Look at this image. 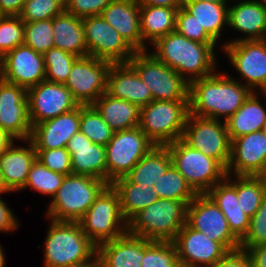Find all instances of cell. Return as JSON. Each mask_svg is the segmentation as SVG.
Segmentation results:
<instances>
[{
    "label": "cell",
    "instance_id": "obj_10",
    "mask_svg": "<svg viewBox=\"0 0 266 267\" xmlns=\"http://www.w3.org/2000/svg\"><path fill=\"white\" fill-rule=\"evenodd\" d=\"M182 140L193 149L218 160L227 169L231 140L224 121L189 113Z\"/></svg>",
    "mask_w": 266,
    "mask_h": 267
},
{
    "label": "cell",
    "instance_id": "obj_29",
    "mask_svg": "<svg viewBox=\"0 0 266 267\" xmlns=\"http://www.w3.org/2000/svg\"><path fill=\"white\" fill-rule=\"evenodd\" d=\"M53 34L55 47L78 57L88 56L82 18L64 11L53 18Z\"/></svg>",
    "mask_w": 266,
    "mask_h": 267
},
{
    "label": "cell",
    "instance_id": "obj_52",
    "mask_svg": "<svg viewBox=\"0 0 266 267\" xmlns=\"http://www.w3.org/2000/svg\"><path fill=\"white\" fill-rule=\"evenodd\" d=\"M26 0H0L1 16H19Z\"/></svg>",
    "mask_w": 266,
    "mask_h": 267
},
{
    "label": "cell",
    "instance_id": "obj_1",
    "mask_svg": "<svg viewBox=\"0 0 266 267\" xmlns=\"http://www.w3.org/2000/svg\"><path fill=\"white\" fill-rule=\"evenodd\" d=\"M253 91L229 74H214L189 83V113L228 120Z\"/></svg>",
    "mask_w": 266,
    "mask_h": 267
},
{
    "label": "cell",
    "instance_id": "obj_61",
    "mask_svg": "<svg viewBox=\"0 0 266 267\" xmlns=\"http://www.w3.org/2000/svg\"><path fill=\"white\" fill-rule=\"evenodd\" d=\"M256 1L262 3L263 5H266V0H256Z\"/></svg>",
    "mask_w": 266,
    "mask_h": 267
},
{
    "label": "cell",
    "instance_id": "obj_42",
    "mask_svg": "<svg viewBox=\"0 0 266 267\" xmlns=\"http://www.w3.org/2000/svg\"><path fill=\"white\" fill-rule=\"evenodd\" d=\"M53 19L24 22V45L44 54L55 47L53 42Z\"/></svg>",
    "mask_w": 266,
    "mask_h": 267
},
{
    "label": "cell",
    "instance_id": "obj_9",
    "mask_svg": "<svg viewBox=\"0 0 266 267\" xmlns=\"http://www.w3.org/2000/svg\"><path fill=\"white\" fill-rule=\"evenodd\" d=\"M128 63L151 90L153 100H189V83L150 52H136Z\"/></svg>",
    "mask_w": 266,
    "mask_h": 267
},
{
    "label": "cell",
    "instance_id": "obj_48",
    "mask_svg": "<svg viewBox=\"0 0 266 267\" xmlns=\"http://www.w3.org/2000/svg\"><path fill=\"white\" fill-rule=\"evenodd\" d=\"M112 0H65V11L85 18L101 15Z\"/></svg>",
    "mask_w": 266,
    "mask_h": 267
},
{
    "label": "cell",
    "instance_id": "obj_7",
    "mask_svg": "<svg viewBox=\"0 0 266 267\" xmlns=\"http://www.w3.org/2000/svg\"><path fill=\"white\" fill-rule=\"evenodd\" d=\"M78 222L84 234L96 246L127 232V221L121 213L120 199L111 184L100 192Z\"/></svg>",
    "mask_w": 266,
    "mask_h": 267
},
{
    "label": "cell",
    "instance_id": "obj_56",
    "mask_svg": "<svg viewBox=\"0 0 266 267\" xmlns=\"http://www.w3.org/2000/svg\"><path fill=\"white\" fill-rule=\"evenodd\" d=\"M6 192H11V190L7 187V185L5 184L4 182V178H3V175L0 171V195L2 193H6Z\"/></svg>",
    "mask_w": 266,
    "mask_h": 267
},
{
    "label": "cell",
    "instance_id": "obj_24",
    "mask_svg": "<svg viewBox=\"0 0 266 267\" xmlns=\"http://www.w3.org/2000/svg\"><path fill=\"white\" fill-rule=\"evenodd\" d=\"M101 16L136 51H144L140 30V4L137 0H112Z\"/></svg>",
    "mask_w": 266,
    "mask_h": 267
},
{
    "label": "cell",
    "instance_id": "obj_32",
    "mask_svg": "<svg viewBox=\"0 0 266 267\" xmlns=\"http://www.w3.org/2000/svg\"><path fill=\"white\" fill-rule=\"evenodd\" d=\"M178 9L140 5V30L144 41V51H148L146 41L154 44L159 38L176 30Z\"/></svg>",
    "mask_w": 266,
    "mask_h": 267
},
{
    "label": "cell",
    "instance_id": "obj_18",
    "mask_svg": "<svg viewBox=\"0 0 266 267\" xmlns=\"http://www.w3.org/2000/svg\"><path fill=\"white\" fill-rule=\"evenodd\" d=\"M181 267H211L229 251L187 223L173 241Z\"/></svg>",
    "mask_w": 266,
    "mask_h": 267
},
{
    "label": "cell",
    "instance_id": "obj_22",
    "mask_svg": "<svg viewBox=\"0 0 266 267\" xmlns=\"http://www.w3.org/2000/svg\"><path fill=\"white\" fill-rule=\"evenodd\" d=\"M66 149L71 156L73 174L90 176L107 183L105 146L93 143L79 131L68 141Z\"/></svg>",
    "mask_w": 266,
    "mask_h": 267
},
{
    "label": "cell",
    "instance_id": "obj_27",
    "mask_svg": "<svg viewBox=\"0 0 266 267\" xmlns=\"http://www.w3.org/2000/svg\"><path fill=\"white\" fill-rule=\"evenodd\" d=\"M206 194L225 215L230 230L241 241L248 233L250 217L238 204L236 178L232 180L231 174H227L223 181L215 184Z\"/></svg>",
    "mask_w": 266,
    "mask_h": 267
},
{
    "label": "cell",
    "instance_id": "obj_17",
    "mask_svg": "<svg viewBox=\"0 0 266 267\" xmlns=\"http://www.w3.org/2000/svg\"><path fill=\"white\" fill-rule=\"evenodd\" d=\"M222 49L237 73L246 81L242 84L252 91H266V47L260 40L224 44Z\"/></svg>",
    "mask_w": 266,
    "mask_h": 267
},
{
    "label": "cell",
    "instance_id": "obj_43",
    "mask_svg": "<svg viewBox=\"0 0 266 267\" xmlns=\"http://www.w3.org/2000/svg\"><path fill=\"white\" fill-rule=\"evenodd\" d=\"M65 11V0H26L19 17L24 22L53 19Z\"/></svg>",
    "mask_w": 266,
    "mask_h": 267
},
{
    "label": "cell",
    "instance_id": "obj_16",
    "mask_svg": "<svg viewBox=\"0 0 266 267\" xmlns=\"http://www.w3.org/2000/svg\"><path fill=\"white\" fill-rule=\"evenodd\" d=\"M0 129L12 140H28L32 126L27 89L0 78Z\"/></svg>",
    "mask_w": 266,
    "mask_h": 267
},
{
    "label": "cell",
    "instance_id": "obj_20",
    "mask_svg": "<svg viewBox=\"0 0 266 267\" xmlns=\"http://www.w3.org/2000/svg\"><path fill=\"white\" fill-rule=\"evenodd\" d=\"M266 162V134L263 130L231 141V157L226 169L234 176H259Z\"/></svg>",
    "mask_w": 266,
    "mask_h": 267
},
{
    "label": "cell",
    "instance_id": "obj_54",
    "mask_svg": "<svg viewBox=\"0 0 266 267\" xmlns=\"http://www.w3.org/2000/svg\"><path fill=\"white\" fill-rule=\"evenodd\" d=\"M60 267H102V264L96 252L90 259L86 261H83L81 263L69 264L66 266H60Z\"/></svg>",
    "mask_w": 266,
    "mask_h": 267
},
{
    "label": "cell",
    "instance_id": "obj_41",
    "mask_svg": "<svg viewBox=\"0 0 266 267\" xmlns=\"http://www.w3.org/2000/svg\"><path fill=\"white\" fill-rule=\"evenodd\" d=\"M64 177L65 175L53 172L36 159L30 167L27 182L21 190L29 189L30 187L53 198L61 187Z\"/></svg>",
    "mask_w": 266,
    "mask_h": 267
},
{
    "label": "cell",
    "instance_id": "obj_12",
    "mask_svg": "<svg viewBox=\"0 0 266 267\" xmlns=\"http://www.w3.org/2000/svg\"><path fill=\"white\" fill-rule=\"evenodd\" d=\"M88 56L128 63L136 51L101 15L82 18Z\"/></svg>",
    "mask_w": 266,
    "mask_h": 267
},
{
    "label": "cell",
    "instance_id": "obj_5",
    "mask_svg": "<svg viewBox=\"0 0 266 267\" xmlns=\"http://www.w3.org/2000/svg\"><path fill=\"white\" fill-rule=\"evenodd\" d=\"M107 185L103 180L86 175H65L46 216L54 221L78 222Z\"/></svg>",
    "mask_w": 266,
    "mask_h": 267
},
{
    "label": "cell",
    "instance_id": "obj_2",
    "mask_svg": "<svg viewBox=\"0 0 266 267\" xmlns=\"http://www.w3.org/2000/svg\"><path fill=\"white\" fill-rule=\"evenodd\" d=\"M215 46L192 41L175 30L159 38L150 53L190 83L217 71Z\"/></svg>",
    "mask_w": 266,
    "mask_h": 267
},
{
    "label": "cell",
    "instance_id": "obj_30",
    "mask_svg": "<svg viewBox=\"0 0 266 267\" xmlns=\"http://www.w3.org/2000/svg\"><path fill=\"white\" fill-rule=\"evenodd\" d=\"M92 105L114 132L139 126L141 108L138 105L114 98L106 92Z\"/></svg>",
    "mask_w": 266,
    "mask_h": 267
},
{
    "label": "cell",
    "instance_id": "obj_38",
    "mask_svg": "<svg viewBox=\"0 0 266 267\" xmlns=\"http://www.w3.org/2000/svg\"><path fill=\"white\" fill-rule=\"evenodd\" d=\"M79 130L95 144L106 146L114 131L93 105H80Z\"/></svg>",
    "mask_w": 266,
    "mask_h": 267
},
{
    "label": "cell",
    "instance_id": "obj_62",
    "mask_svg": "<svg viewBox=\"0 0 266 267\" xmlns=\"http://www.w3.org/2000/svg\"><path fill=\"white\" fill-rule=\"evenodd\" d=\"M260 94H262V96L266 97V91L265 92H260Z\"/></svg>",
    "mask_w": 266,
    "mask_h": 267
},
{
    "label": "cell",
    "instance_id": "obj_26",
    "mask_svg": "<svg viewBox=\"0 0 266 267\" xmlns=\"http://www.w3.org/2000/svg\"><path fill=\"white\" fill-rule=\"evenodd\" d=\"M12 140L0 154V171L4 182L12 191H20L27 182L32 163L36 160L33 143L28 139V147L16 146Z\"/></svg>",
    "mask_w": 266,
    "mask_h": 267
},
{
    "label": "cell",
    "instance_id": "obj_34",
    "mask_svg": "<svg viewBox=\"0 0 266 267\" xmlns=\"http://www.w3.org/2000/svg\"><path fill=\"white\" fill-rule=\"evenodd\" d=\"M171 165L168 147L155 145L124 177L131 183L153 186Z\"/></svg>",
    "mask_w": 266,
    "mask_h": 267
},
{
    "label": "cell",
    "instance_id": "obj_45",
    "mask_svg": "<svg viewBox=\"0 0 266 267\" xmlns=\"http://www.w3.org/2000/svg\"><path fill=\"white\" fill-rule=\"evenodd\" d=\"M176 31L186 38L202 44H216V42L199 25L192 14L183 6L178 9Z\"/></svg>",
    "mask_w": 266,
    "mask_h": 267
},
{
    "label": "cell",
    "instance_id": "obj_36",
    "mask_svg": "<svg viewBox=\"0 0 266 267\" xmlns=\"http://www.w3.org/2000/svg\"><path fill=\"white\" fill-rule=\"evenodd\" d=\"M155 182L153 190L162 199L185 201L189 204L197 195L173 164Z\"/></svg>",
    "mask_w": 266,
    "mask_h": 267
},
{
    "label": "cell",
    "instance_id": "obj_4",
    "mask_svg": "<svg viewBox=\"0 0 266 267\" xmlns=\"http://www.w3.org/2000/svg\"><path fill=\"white\" fill-rule=\"evenodd\" d=\"M44 245V267H60L90 259L97 246L84 234L79 222L54 221Z\"/></svg>",
    "mask_w": 266,
    "mask_h": 267
},
{
    "label": "cell",
    "instance_id": "obj_19",
    "mask_svg": "<svg viewBox=\"0 0 266 267\" xmlns=\"http://www.w3.org/2000/svg\"><path fill=\"white\" fill-rule=\"evenodd\" d=\"M0 78L26 89L45 80L43 54L19 45L0 59Z\"/></svg>",
    "mask_w": 266,
    "mask_h": 267
},
{
    "label": "cell",
    "instance_id": "obj_39",
    "mask_svg": "<svg viewBox=\"0 0 266 267\" xmlns=\"http://www.w3.org/2000/svg\"><path fill=\"white\" fill-rule=\"evenodd\" d=\"M45 80L64 84L67 82L73 63L78 56L53 47L43 54Z\"/></svg>",
    "mask_w": 266,
    "mask_h": 267
},
{
    "label": "cell",
    "instance_id": "obj_8",
    "mask_svg": "<svg viewBox=\"0 0 266 267\" xmlns=\"http://www.w3.org/2000/svg\"><path fill=\"white\" fill-rule=\"evenodd\" d=\"M172 164L196 194H206L227 176L226 168L216 159L193 149L182 139L166 145Z\"/></svg>",
    "mask_w": 266,
    "mask_h": 267
},
{
    "label": "cell",
    "instance_id": "obj_11",
    "mask_svg": "<svg viewBox=\"0 0 266 267\" xmlns=\"http://www.w3.org/2000/svg\"><path fill=\"white\" fill-rule=\"evenodd\" d=\"M154 146L139 126L114 132L112 139L105 146L107 184L126 176Z\"/></svg>",
    "mask_w": 266,
    "mask_h": 267
},
{
    "label": "cell",
    "instance_id": "obj_57",
    "mask_svg": "<svg viewBox=\"0 0 266 267\" xmlns=\"http://www.w3.org/2000/svg\"><path fill=\"white\" fill-rule=\"evenodd\" d=\"M0 267H6L5 266V255H4L1 244H0Z\"/></svg>",
    "mask_w": 266,
    "mask_h": 267
},
{
    "label": "cell",
    "instance_id": "obj_44",
    "mask_svg": "<svg viewBox=\"0 0 266 267\" xmlns=\"http://www.w3.org/2000/svg\"><path fill=\"white\" fill-rule=\"evenodd\" d=\"M24 43V21L19 16L0 17V59Z\"/></svg>",
    "mask_w": 266,
    "mask_h": 267
},
{
    "label": "cell",
    "instance_id": "obj_31",
    "mask_svg": "<svg viewBox=\"0 0 266 267\" xmlns=\"http://www.w3.org/2000/svg\"><path fill=\"white\" fill-rule=\"evenodd\" d=\"M253 91L242 106L225 121L230 140L263 130L266 125V109Z\"/></svg>",
    "mask_w": 266,
    "mask_h": 267
},
{
    "label": "cell",
    "instance_id": "obj_63",
    "mask_svg": "<svg viewBox=\"0 0 266 267\" xmlns=\"http://www.w3.org/2000/svg\"><path fill=\"white\" fill-rule=\"evenodd\" d=\"M263 131L265 132V134H266V125L264 126V129H263Z\"/></svg>",
    "mask_w": 266,
    "mask_h": 267
},
{
    "label": "cell",
    "instance_id": "obj_60",
    "mask_svg": "<svg viewBox=\"0 0 266 267\" xmlns=\"http://www.w3.org/2000/svg\"><path fill=\"white\" fill-rule=\"evenodd\" d=\"M266 47V30L264 31V34H263V37L262 39L260 40Z\"/></svg>",
    "mask_w": 266,
    "mask_h": 267
},
{
    "label": "cell",
    "instance_id": "obj_58",
    "mask_svg": "<svg viewBox=\"0 0 266 267\" xmlns=\"http://www.w3.org/2000/svg\"><path fill=\"white\" fill-rule=\"evenodd\" d=\"M259 177H261L264 180H266V162H265V165L263 167L262 173L259 175Z\"/></svg>",
    "mask_w": 266,
    "mask_h": 267
},
{
    "label": "cell",
    "instance_id": "obj_50",
    "mask_svg": "<svg viewBox=\"0 0 266 267\" xmlns=\"http://www.w3.org/2000/svg\"><path fill=\"white\" fill-rule=\"evenodd\" d=\"M10 209L0 196V232L7 233L19 227L18 220Z\"/></svg>",
    "mask_w": 266,
    "mask_h": 267
},
{
    "label": "cell",
    "instance_id": "obj_15",
    "mask_svg": "<svg viewBox=\"0 0 266 267\" xmlns=\"http://www.w3.org/2000/svg\"><path fill=\"white\" fill-rule=\"evenodd\" d=\"M27 99L31 126L70 112L79 106L64 84L47 80L27 89Z\"/></svg>",
    "mask_w": 266,
    "mask_h": 267
},
{
    "label": "cell",
    "instance_id": "obj_47",
    "mask_svg": "<svg viewBox=\"0 0 266 267\" xmlns=\"http://www.w3.org/2000/svg\"><path fill=\"white\" fill-rule=\"evenodd\" d=\"M263 243H266V195L250 218L248 233L240 241V247H254Z\"/></svg>",
    "mask_w": 266,
    "mask_h": 267
},
{
    "label": "cell",
    "instance_id": "obj_46",
    "mask_svg": "<svg viewBox=\"0 0 266 267\" xmlns=\"http://www.w3.org/2000/svg\"><path fill=\"white\" fill-rule=\"evenodd\" d=\"M36 159L53 172L63 175L73 174L71 156L66 148L35 149Z\"/></svg>",
    "mask_w": 266,
    "mask_h": 267
},
{
    "label": "cell",
    "instance_id": "obj_55",
    "mask_svg": "<svg viewBox=\"0 0 266 267\" xmlns=\"http://www.w3.org/2000/svg\"><path fill=\"white\" fill-rule=\"evenodd\" d=\"M11 141L12 139L0 129V154Z\"/></svg>",
    "mask_w": 266,
    "mask_h": 267
},
{
    "label": "cell",
    "instance_id": "obj_37",
    "mask_svg": "<svg viewBox=\"0 0 266 267\" xmlns=\"http://www.w3.org/2000/svg\"><path fill=\"white\" fill-rule=\"evenodd\" d=\"M238 204L250 218L258 210L266 195V180L259 176H235Z\"/></svg>",
    "mask_w": 266,
    "mask_h": 267
},
{
    "label": "cell",
    "instance_id": "obj_35",
    "mask_svg": "<svg viewBox=\"0 0 266 267\" xmlns=\"http://www.w3.org/2000/svg\"><path fill=\"white\" fill-rule=\"evenodd\" d=\"M228 4L229 2L184 0L183 7L217 43L223 27L228 26Z\"/></svg>",
    "mask_w": 266,
    "mask_h": 267
},
{
    "label": "cell",
    "instance_id": "obj_13",
    "mask_svg": "<svg viewBox=\"0 0 266 267\" xmlns=\"http://www.w3.org/2000/svg\"><path fill=\"white\" fill-rule=\"evenodd\" d=\"M186 223L229 252L240 249V240L232 233L225 215L207 194H197L187 206Z\"/></svg>",
    "mask_w": 266,
    "mask_h": 267
},
{
    "label": "cell",
    "instance_id": "obj_51",
    "mask_svg": "<svg viewBox=\"0 0 266 267\" xmlns=\"http://www.w3.org/2000/svg\"><path fill=\"white\" fill-rule=\"evenodd\" d=\"M240 249L246 252L252 267H266V243Z\"/></svg>",
    "mask_w": 266,
    "mask_h": 267
},
{
    "label": "cell",
    "instance_id": "obj_40",
    "mask_svg": "<svg viewBox=\"0 0 266 267\" xmlns=\"http://www.w3.org/2000/svg\"><path fill=\"white\" fill-rule=\"evenodd\" d=\"M141 267H181L174 243L149 241L144 238Z\"/></svg>",
    "mask_w": 266,
    "mask_h": 267
},
{
    "label": "cell",
    "instance_id": "obj_28",
    "mask_svg": "<svg viewBox=\"0 0 266 267\" xmlns=\"http://www.w3.org/2000/svg\"><path fill=\"white\" fill-rule=\"evenodd\" d=\"M97 254L102 267H141L144 255V238L129 234L101 243Z\"/></svg>",
    "mask_w": 266,
    "mask_h": 267
},
{
    "label": "cell",
    "instance_id": "obj_49",
    "mask_svg": "<svg viewBox=\"0 0 266 267\" xmlns=\"http://www.w3.org/2000/svg\"><path fill=\"white\" fill-rule=\"evenodd\" d=\"M211 267H252L251 262L242 249L228 252Z\"/></svg>",
    "mask_w": 266,
    "mask_h": 267
},
{
    "label": "cell",
    "instance_id": "obj_33",
    "mask_svg": "<svg viewBox=\"0 0 266 267\" xmlns=\"http://www.w3.org/2000/svg\"><path fill=\"white\" fill-rule=\"evenodd\" d=\"M111 185L118 193L121 213L127 222L159 199L153 186L131 183L125 177L116 179Z\"/></svg>",
    "mask_w": 266,
    "mask_h": 267
},
{
    "label": "cell",
    "instance_id": "obj_59",
    "mask_svg": "<svg viewBox=\"0 0 266 267\" xmlns=\"http://www.w3.org/2000/svg\"><path fill=\"white\" fill-rule=\"evenodd\" d=\"M195 1H205V2H230L229 0H195Z\"/></svg>",
    "mask_w": 266,
    "mask_h": 267
},
{
    "label": "cell",
    "instance_id": "obj_6",
    "mask_svg": "<svg viewBox=\"0 0 266 267\" xmlns=\"http://www.w3.org/2000/svg\"><path fill=\"white\" fill-rule=\"evenodd\" d=\"M189 115V100H153L141 107L139 127L157 146L182 139Z\"/></svg>",
    "mask_w": 266,
    "mask_h": 267
},
{
    "label": "cell",
    "instance_id": "obj_3",
    "mask_svg": "<svg viewBox=\"0 0 266 267\" xmlns=\"http://www.w3.org/2000/svg\"><path fill=\"white\" fill-rule=\"evenodd\" d=\"M185 201L159 198L127 222V232L149 241L173 242L186 224Z\"/></svg>",
    "mask_w": 266,
    "mask_h": 267
},
{
    "label": "cell",
    "instance_id": "obj_25",
    "mask_svg": "<svg viewBox=\"0 0 266 267\" xmlns=\"http://www.w3.org/2000/svg\"><path fill=\"white\" fill-rule=\"evenodd\" d=\"M235 4L228 7V27L246 36L231 39L225 44L261 40L266 30V5L256 0H239Z\"/></svg>",
    "mask_w": 266,
    "mask_h": 267
},
{
    "label": "cell",
    "instance_id": "obj_53",
    "mask_svg": "<svg viewBox=\"0 0 266 267\" xmlns=\"http://www.w3.org/2000/svg\"><path fill=\"white\" fill-rule=\"evenodd\" d=\"M140 5L164 6L170 8H181L184 0H137Z\"/></svg>",
    "mask_w": 266,
    "mask_h": 267
},
{
    "label": "cell",
    "instance_id": "obj_23",
    "mask_svg": "<svg viewBox=\"0 0 266 267\" xmlns=\"http://www.w3.org/2000/svg\"><path fill=\"white\" fill-rule=\"evenodd\" d=\"M106 93L140 108L153 101L151 90L129 63H113L108 72Z\"/></svg>",
    "mask_w": 266,
    "mask_h": 267
},
{
    "label": "cell",
    "instance_id": "obj_14",
    "mask_svg": "<svg viewBox=\"0 0 266 267\" xmlns=\"http://www.w3.org/2000/svg\"><path fill=\"white\" fill-rule=\"evenodd\" d=\"M113 63L92 56L79 57L72 65L65 86L79 105H92L107 89Z\"/></svg>",
    "mask_w": 266,
    "mask_h": 267
},
{
    "label": "cell",
    "instance_id": "obj_21",
    "mask_svg": "<svg viewBox=\"0 0 266 267\" xmlns=\"http://www.w3.org/2000/svg\"><path fill=\"white\" fill-rule=\"evenodd\" d=\"M80 105L74 110L32 126L30 141L35 149L66 148L68 141L78 133Z\"/></svg>",
    "mask_w": 266,
    "mask_h": 267
}]
</instances>
